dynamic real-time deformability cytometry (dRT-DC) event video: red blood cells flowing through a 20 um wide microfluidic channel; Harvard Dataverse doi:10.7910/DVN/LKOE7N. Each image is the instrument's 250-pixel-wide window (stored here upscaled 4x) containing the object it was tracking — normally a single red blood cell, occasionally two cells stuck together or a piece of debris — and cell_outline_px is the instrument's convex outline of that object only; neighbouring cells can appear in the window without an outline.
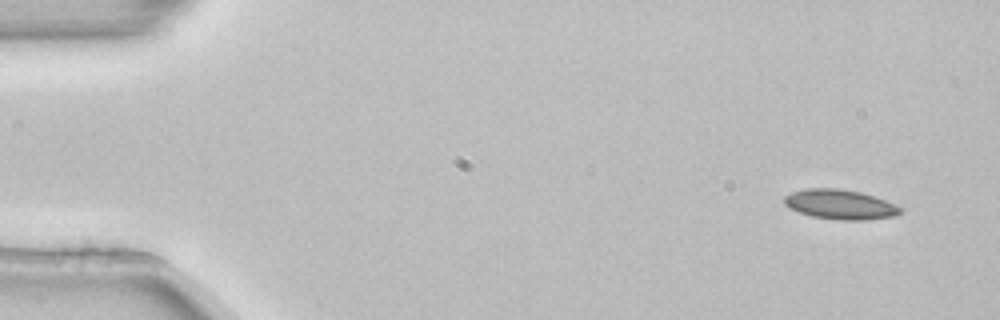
{"species": "common noctule bat (a hibernating species)", "species_latin": "Nyctalus noctula", "temperature_condition": "room temperature", "stored_images_in_passage": 3, "camera_frame_rate_fps": 3000, "um_per_image_px": 0.085, "animal": {"sex": "female", "body_mass_g": 22.7, "forearm_length_mm": 54.2}, "frame": {"image": 1, "passage_image": 1, "time_ms": 0.0, "image_size_px": [1000, 320], "cell_outline_px": [[904, 212], [896, 216], [864, 220], [840, 220], [812, 216], [788, 208], [784, 204], [784, 196], [792, 192], [804, 188], [840, 188], [860, 192], [884, 200], [904, 208]], "centroid_in_image_um": [71.42, 17.38], "position_along_channel_um": 13.6, "area_um2": 20.23}}
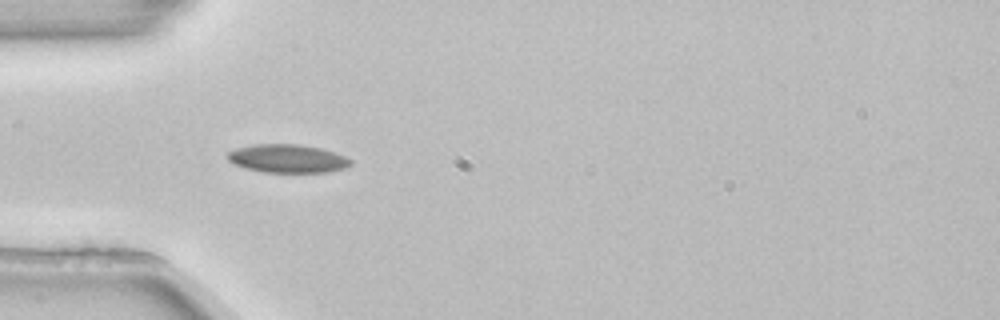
{"frame": {"image": 2, "passage_image": 3, "time_ms": 0.667, "image_size_px": [1000, 320], "cell_outline_px": [[352, 164], [344, 168], [328, 172], [264, 172], [244, 168], [232, 164], [228, 160], [228, 152], [236, 148], [252, 144], [300, 144], [320, 148], [344, 156], [352, 160]], "centroid_in_image_um": [24.4, 13.48], "position_along_channel_um": 60.6, "area_um2": 20.35}}